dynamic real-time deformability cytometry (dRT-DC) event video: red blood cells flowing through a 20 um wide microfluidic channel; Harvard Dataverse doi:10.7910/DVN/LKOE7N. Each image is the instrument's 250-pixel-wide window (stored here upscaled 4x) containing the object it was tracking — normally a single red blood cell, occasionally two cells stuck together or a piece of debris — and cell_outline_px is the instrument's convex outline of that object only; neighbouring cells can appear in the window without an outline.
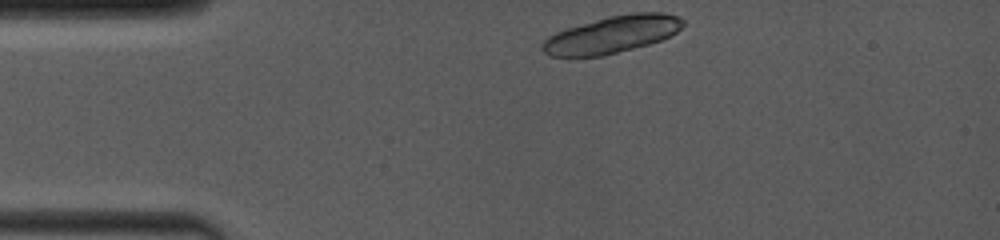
{"species": "common noctule bat (a hibernating species)", "species_latin": "Nyctalus noctula", "temperature_condition": "room temperature", "stored_images_in_passage": 3, "camera_frame_rate_fps": 4000, "um_per_image_px": 0.085, "animal": {"sex": "female", "body_mass_g": 19.0, "forearm_length_mm": 53.3}, "frame": {"image": 1, "passage_image": 1, "time_ms": 0.0, "image_size_px": [1000, 240], "cell_outline_px": [[684, 24], [676, 32], [660, 40], [648, 44], [600, 56], [548, 56], [540, 48], [540, 44], [548, 36], [556, 32], [568, 28], [608, 16], [632, 12], [664, 12], [676, 16], [684, 20]], "centroid_in_image_um": [52.0, 2.92], "position_along_channel_um": 33.0, "area_um2": 30.11}}